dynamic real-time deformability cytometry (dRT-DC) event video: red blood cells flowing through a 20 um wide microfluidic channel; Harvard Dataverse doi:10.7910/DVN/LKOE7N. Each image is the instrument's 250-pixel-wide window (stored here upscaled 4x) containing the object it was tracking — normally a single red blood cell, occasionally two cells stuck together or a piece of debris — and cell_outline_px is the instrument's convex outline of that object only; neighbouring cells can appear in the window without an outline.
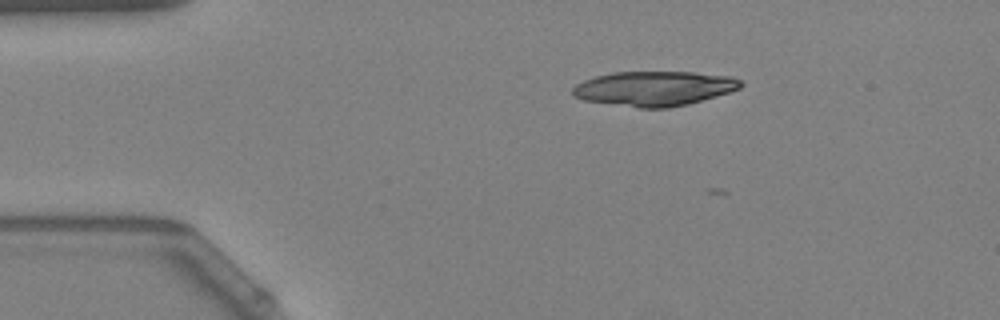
{"species": "Egyptian fruit bat (a non-hibernating species)", "species_latin": "Rousettus aegyptiacus", "temperature_condition": "warm", "stored_images_in_passage": 5, "camera_frame_rate_fps": 3000, "um_per_image_px": 0.085, "animal": {"sex": "female"}, "frame": {"image": 1, "passage_image": 1, "time_ms": 0.0, "image_size_px": [1000, 320], "cell_outline_px": [[744, 84], [740, 88], [728, 92], [688, 104], [668, 108], [640, 108], [584, 100], [572, 96], [572, 88], [576, 84], [584, 80], [596, 76], [612, 72], [696, 72], [732, 76], [740, 80]], "centroid_in_image_um": [55.6, 7.51], "position_along_channel_um": 29.4, "area_um2": 33.99}}